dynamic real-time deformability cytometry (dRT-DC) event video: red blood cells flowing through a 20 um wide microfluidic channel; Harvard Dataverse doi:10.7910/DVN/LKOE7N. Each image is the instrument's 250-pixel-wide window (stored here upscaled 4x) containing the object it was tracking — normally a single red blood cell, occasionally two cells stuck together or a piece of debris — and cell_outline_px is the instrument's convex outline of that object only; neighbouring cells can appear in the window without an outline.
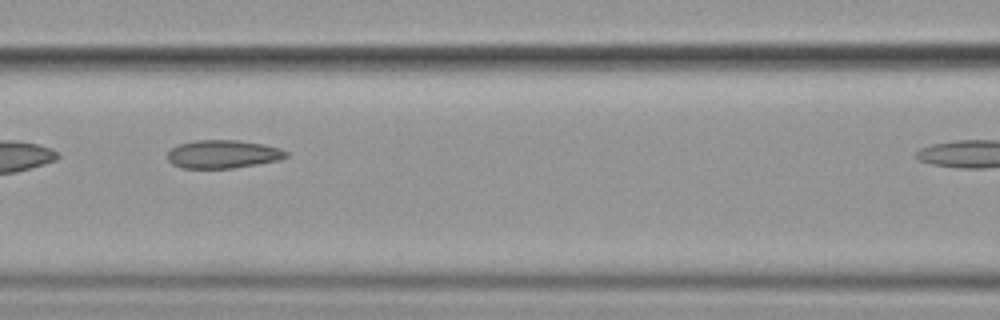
{"species": "common noctule bat (a hibernating species)", "species_latin": "Nyctalus noctula", "temperature_condition": "cold", "stored_images_in_passage": 7, "camera_frame_rate_fps": 3000, "um_per_image_px": 0.085, "animal": {"sex": "female", "body_mass_g": 19.9}, "frame": {"image": 1, "passage_image": 6, "time_ms": 5.667, "image_size_px": [1000, 320], "cell_outline_px": [[288, 156], [280, 160], [232, 168], [180, 168], [172, 164], [168, 160], [168, 152], [172, 148], [180, 144], [196, 140], [240, 140], [264, 144], [280, 148], [288, 152]], "centroid_in_image_um": [18.97, 13.1], "position_along_channel_um": 147.6, "area_um2": 19.54}}